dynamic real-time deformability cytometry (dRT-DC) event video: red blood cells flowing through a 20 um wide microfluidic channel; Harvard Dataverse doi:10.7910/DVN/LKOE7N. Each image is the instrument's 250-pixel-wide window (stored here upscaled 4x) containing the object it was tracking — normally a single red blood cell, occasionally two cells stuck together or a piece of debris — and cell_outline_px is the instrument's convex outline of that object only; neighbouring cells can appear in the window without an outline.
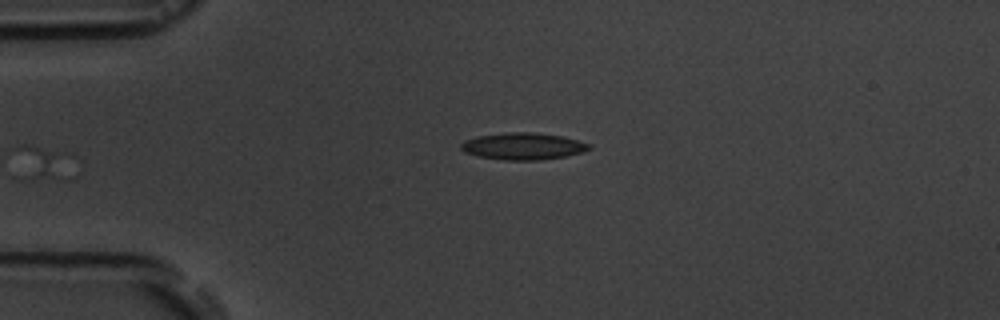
{"species": "common noctule bat (a hibernating species)", "species_latin": "Nyctalus noctula", "temperature_condition": "room temperature", "stored_images_in_passage": 6, "segment_of_instrument_passage": [2, 2], "camera_frame_rate_fps": 3000, "um_per_image_px": 0.085, "animal": {"sex": "male", "body_mass_g": 19.5, "forearm_length_mm": 54.6}, "frame": {"image": 1, "passage_image": 6, "time_ms": 5.667, "image_size_px": [1000, 320], "cell_outline_px": [[592, 148], [580, 152], [564, 156], [540, 160], [504, 160], [480, 156], [464, 152], [460, 148], [460, 144], [464, 140], [476, 136], [508, 132], [532, 132], [564, 136], [592, 144]], "centroid_in_image_um": [44.46, 12.42], "position_along_channel_um": 40.5, "area_um2": 20.11}}